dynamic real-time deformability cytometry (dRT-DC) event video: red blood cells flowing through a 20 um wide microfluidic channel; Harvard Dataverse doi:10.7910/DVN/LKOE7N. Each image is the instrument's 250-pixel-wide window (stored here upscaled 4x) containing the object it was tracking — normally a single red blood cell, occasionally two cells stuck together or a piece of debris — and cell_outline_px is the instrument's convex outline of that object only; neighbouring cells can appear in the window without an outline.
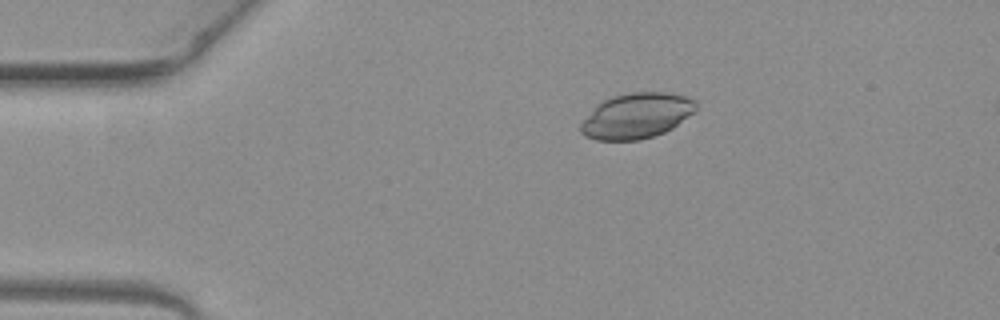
{"species": "common noctule bat (a hibernating species)", "species_latin": "Nyctalus noctula", "temperature_condition": "warm", "stored_images_in_passage": 7, "camera_frame_rate_fps": 3000, "um_per_image_px": 0.085, "animal": {"sex": "female", "body_mass_g": 19.3, "forearm_length_mm": 54.1}, "frame": {"image": 1, "passage_image": 4, "time_ms": 1.0, "image_size_px": [1000, 320], "cell_outline_px": [[696, 108], [692, 112], [672, 128], [664, 132], [640, 140], [596, 140], [584, 136], [580, 132], [580, 124], [596, 104], [612, 96], [632, 92], [668, 92], [688, 96], [696, 100]], "centroid_in_image_um": [54.08, 9.83], "position_along_channel_um": 30.9, "area_um2": 30.46}}